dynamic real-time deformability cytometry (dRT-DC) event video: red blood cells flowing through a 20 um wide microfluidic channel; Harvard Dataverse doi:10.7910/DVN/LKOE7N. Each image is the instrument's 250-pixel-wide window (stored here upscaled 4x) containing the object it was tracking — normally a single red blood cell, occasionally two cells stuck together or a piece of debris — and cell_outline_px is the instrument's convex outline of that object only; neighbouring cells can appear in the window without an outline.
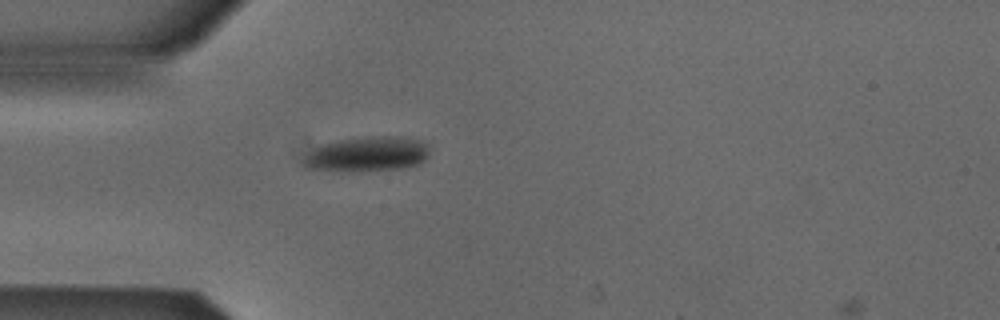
{"species": "Egyptian fruit bat (a non-hibernating species)", "species_latin": "Rousettus aegyptiacus", "temperature_condition": "cold", "stored_images_in_passage": 39, "camera_frame_rate_fps": 3000, "um_per_image_px": 0.085, "animal": {"sex": "male"}, "frame": {"image": 1, "passage_image": 1, "time_ms": 0.0, "image_size_px": [1000, 320], "cell_outline_px": [[428, 156], [420, 164], [400, 168], [360, 172], [352, 172], [304, 168], [300, 160], [320, 144], [340, 140], [372, 136], [400, 136], [420, 140], [428, 144]], "centroid_in_image_um": [31.2, 13.11], "position_along_channel_um": 53.8, "area_um2": 25.95}}
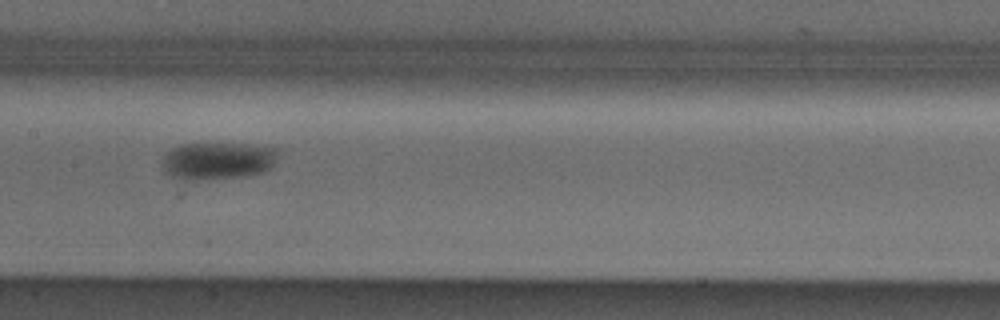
{"frame": {"image": 2, "passage_image": 12, "time_ms": 3.667, "image_size_px": [1000, 320], "cell_outline_px": [[280, 148], [272, 164], [264, 172], [248, 176], [200, 180], [184, 180], [172, 176], [164, 172], [160, 164], [160, 160], [164, 152], [180, 144], [248, 144]], "centroid_in_image_um": [18.44, 13.67], "position_along_channel_um": 189.0, "area_um2": 25.61}}
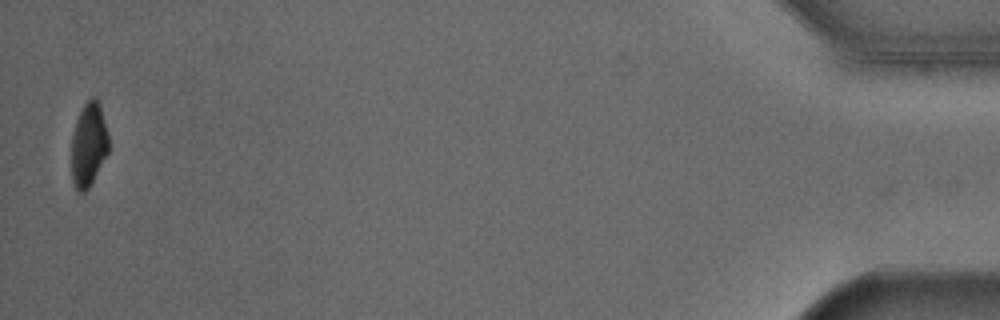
{"frame": {"image": 3, "passage_image": 38, "time_ms": 12.333, "image_size_px": [1000, 320], "cell_outline_px": [[108, 152], [88, 188], [84, 192], [76, 192], [72, 180], [72, 136], [76, 120], [84, 104], [92, 96], [96, 96], [100, 104], [108, 136]], "centroid_in_image_um": [7.52, 12.28], "position_along_channel_um": 427.7, "area_um2": 17.98}}